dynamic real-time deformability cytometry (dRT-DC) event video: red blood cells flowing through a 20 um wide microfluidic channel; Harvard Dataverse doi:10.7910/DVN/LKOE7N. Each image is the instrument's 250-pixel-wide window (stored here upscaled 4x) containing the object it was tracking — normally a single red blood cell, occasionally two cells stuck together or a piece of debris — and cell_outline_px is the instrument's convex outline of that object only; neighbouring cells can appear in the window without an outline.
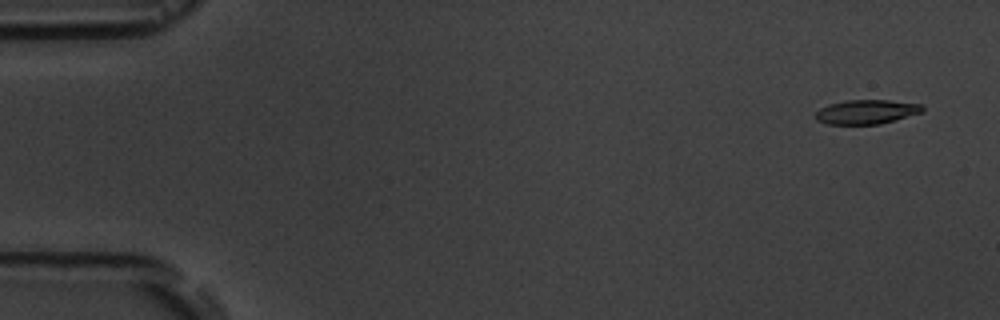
{"species": "common noctule bat (a hibernating species)", "species_latin": "Nyctalus noctula", "temperature_condition": "room temperature", "stored_images_in_passage": 7, "camera_frame_rate_fps": 3000, "um_per_image_px": 0.085, "animal": {"sex": "male", "body_mass_g": 19.5, "forearm_length_mm": 54.6}, "frame": {"image": 1, "passage_image": 1, "time_ms": 0.0, "image_size_px": [1000, 320], "cell_outline_px": [[924, 112], [880, 124], [824, 124], [816, 120], [816, 112], [820, 108], [828, 104], [844, 100], [888, 100], [920, 104], [924, 108]], "centroid_in_image_um": [73.63, 9.51], "position_along_channel_um": 11.4, "area_um2": 15.2}}
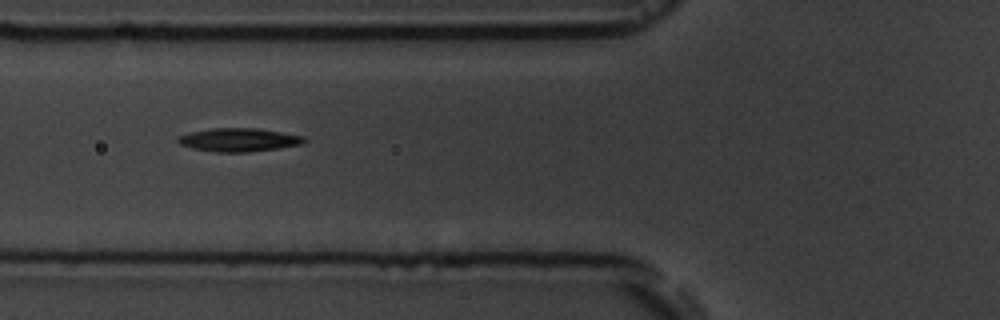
{"frame": {"image": 2, "passage_image": 6, "time_ms": 6.0, "image_size_px": [1000, 320], "cell_outline_px": [[308, 140], [304, 144], [248, 152], [216, 152], [192, 148], [180, 144], [176, 140], [180, 136], [188, 132], [212, 128], [260, 128], [304, 136]], "centroid_in_image_um": [20.32, 11.88], "position_along_channel_um": 105.5, "area_um2": 17.28}}
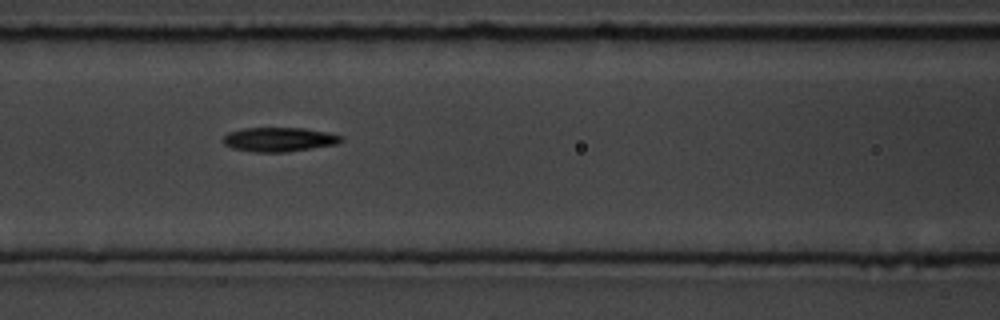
{"frame": {"image": 3, "passage_image": 7, "time_ms": 7.0, "image_size_px": [1000, 320], "cell_outline_px": [[344, 140], [336, 144], [288, 152], [252, 152], [232, 148], [224, 144], [220, 140], [228, 132], [244, 128], [304, 128], [328, 132], [344, 136]], "centroid_in_image_um": [23.72, 11.85], "position_along_channel_um": 142.9, "area_um2": 16.88}}